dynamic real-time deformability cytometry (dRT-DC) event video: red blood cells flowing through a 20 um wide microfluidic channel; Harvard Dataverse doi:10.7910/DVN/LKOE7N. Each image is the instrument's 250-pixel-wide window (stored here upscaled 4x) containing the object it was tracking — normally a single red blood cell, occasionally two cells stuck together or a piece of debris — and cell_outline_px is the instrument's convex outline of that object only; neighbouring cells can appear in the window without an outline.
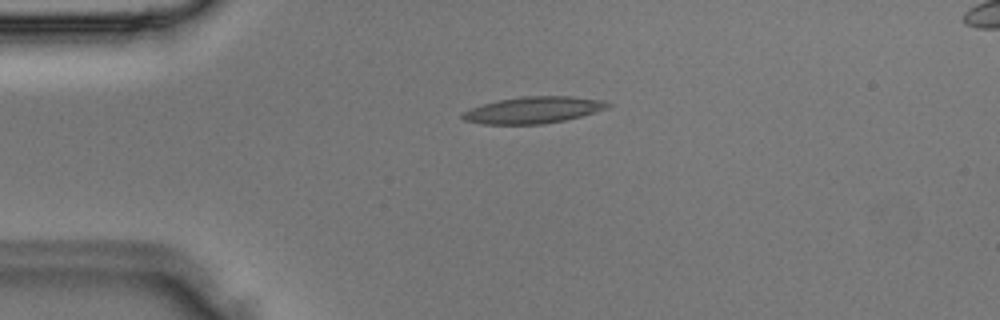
{"species": "Egyptian fruit bat (a non-hibernating species)", "species_latin": "Rousettus aegyptiacus", "temperature_condition": "room temperature", "stored_images_in_passage": 2, "camera_frame_rate_fps": 3000, "um_per_image_px": 0.085, "animal": {"sex": "male"}, "frame": {"image": 1, "passage_image": 1, "time_ms": 0.0, "image_size_px": [1000, 320], "cell_outline_px": [[612, 104], [608, 108], [580, 116], [564, 120], [540, 124], [484, 124], [464, 120], [460, 116], [460, 112], [496, 100], [524, 96], [572, 96], [600, 100]], "centroid_in_image_um": [45.29, 9.35], "position_along_channel_um": 39.7, "area_um2": 22.37}}